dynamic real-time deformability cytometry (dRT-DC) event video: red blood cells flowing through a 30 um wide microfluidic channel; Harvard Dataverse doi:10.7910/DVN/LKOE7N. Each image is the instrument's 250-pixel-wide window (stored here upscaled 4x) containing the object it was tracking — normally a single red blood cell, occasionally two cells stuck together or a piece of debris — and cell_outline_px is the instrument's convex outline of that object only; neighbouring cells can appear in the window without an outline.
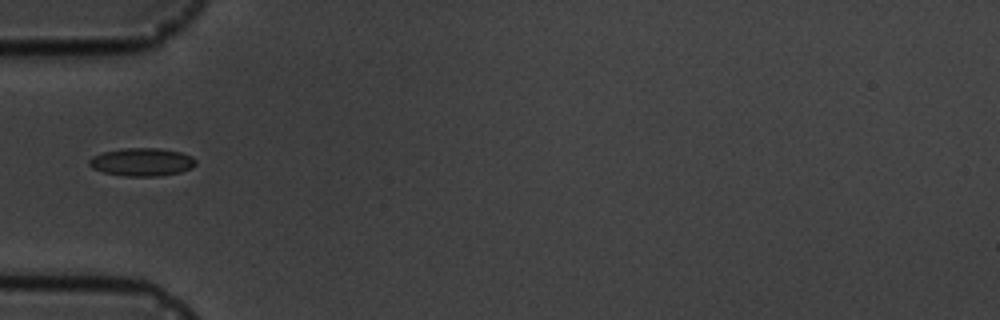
{"species": "common noctule bat (a hibernating species)", "species_latin": "Nyctalus noctula", "temperature_condition": "cold", "stored_images_in_passage": 1, "camera_frame_rate_fps": 3000, "um_per_image_px": 0.085, "animal": {"sex": "male", "body_mass_g": 19.5, "forearm_length_mm": 54.6}, "frame": {"image": 1, "passage_image": 1, "time_ms": 0.0, "image_size_px": [1000, 320], "cell_outline_px": [[196, 164], [192, 168], [180, 172], [160, 176], [124, 176], [104, 172], [92, 168], [88, 164], [88, 160], [92, 156], [104, 152], [124, 148], [160, 148], [180, 152], [192, 156], [196, 160]], "centroid_in_image_um": [12.07, 13.77], "position_along_channel_um": 72.9, "area_um2": 17.46}}